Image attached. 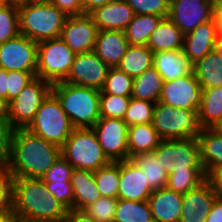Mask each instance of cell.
<instances>
[{"instance_id": "49", "label": "cell", "mask_w": 222, "mask_h": 222, "mask_svg": "<svg viewBox=\"0 0 222 222\" xmlns=\"http://www.w3.org/2000/svg\"><path fill=\"white\" fill-rule=\"evenodd\" d=\"M157 160H160L164 170L169 174L170 169L174 166V162L171 161L169 140H161L158 147L152 152Z\"/></svg>"}, {"instance_id": "2", "label": "cell", "mask_w": 222, "mask_h": 222, "mask_svg": "<svg viewBox=\"0 0 222 222\" xmlns=\"http://www.w3.org/2000/svg\"><path fill=\"white\" fill-rule=\"evenodd\" d=\"M12 209L20 220L35 222H64L68 212L41 178H14Z\"/></svg>"}, {"instance_id": "12", "label": "cell", "mask_w": 222, "mask_h": 222, "mask_svg": "<svg viewBox=\"0 0 222 222\" xmlns=\"http://www.w3.org/2000/svg\"><path fill=\"white\" fill-rule=\"evenodd\" d=\"M203 89L192 72L186 76L163 82L159 101L175 108L198 110Z\"/></svg>"}, {"instance_id": "14", "label": "cell", "mask_w": 222, "mask_h": 222, "mask_svg": "<svg viewBox=\"0 0 222 222\" xmlns=\"http://www.w3.org/2000/svg\"><path fill=\"white\" fill-rule=\"evenodd\" d=\"M109 68L94 51L76 54L69 74L63 82L101 90Z\"/></svg>"}, {"instance_id": "40", "label": "cell", "mask_w": 222, "mask_h": 222, "mask_svg": "<svg viewBox=\"0 0 222 222\" xmlns=\"http://www.w3.org/2000/svg\"><path fill=\"white\" fill-rule=\"evenodd\" d=\"M131 97L100 93V117L124 119Z\"/></svg>"}, {"instance_id": "17", "label": "cell", "mask_w": 222, "mask_h": 222, "mask_svg": "<svg viewBox=\"0 0 222 222\" xmlns=\"http://www.w3.org/2000/svg\"><path fill=\"white\" fill-rule=\"evenodd\" d=\"M120 180L118 199L148 201L153 190L148 184L142 170L131 160L119 161Z\"/></svg>"}, {"instance_id": "57", "label": "cell", "mask_w": 222, "mask_h": 222, "mask_svg": "<svg viewBox=\"0 0 222 222\" xmlns=\"http://www.w3.org/2000/svg\"><path fill=\"white\" fill-rule=\"evenodd\" d=\"M0 122L9 123V101L0 97Z\"/></svg>"}, {"instance_id": "15", "label": "cell", "mask_w": 222, "mask_h": 222, "mask_svg": "<svg viewBox=\"0 0 222 222\" xmlns=\"http://www.w3.org/2000/svg\"><path fill=\"white\" fill-rule=\"evenodd\" d=\"M98 29L89 13L68 16L60 38L76 53L93 51Z\"/></svg>"}, {"instance_id": "1", "label": "cell", "mask_w": 222, "mask_h": 222, "mask_svg": "<svg viewBox=\"0 0 222 222\" xmlns=\"http://www.w3.org/2000/svg\"><path fill=\"white\" fill-rule=\"evenodd\" d=\"M61 156V148L27 129H15L8 167L14 178H41Z\"/></svg>"}, {"instance_id": "31", "label": "cell", "mask_w": 222, "mask_h": 222, "mask_svg": "<svg viewBox=\"0 0 222 222\" xmlns=\"http://www.w3.org/2000/svg\"><path fill=\"white\" fill-rule=\"evenodd\" d=\"M162 84V76L154 67H151L133 79L131 97L157 103L161 95Z\"/></svg>"}, {"instance_id": "37", "label": "cell", "mask_w": 222, "mask_h": 222, "mask_svg": "<svg viewBox=\"0 0 222 222\" xmlns=\"http://www.w3.org/2000/svg\"><path fill=\"white\" fill-rule=\"evenodd\" d=\"M133 78L117 67L109 68L107 78L100 93L131 97Z\"/></svg>"}, {"instance_id": "5", "label": "cell", "mask_w": 222, "mask_h": 222, "mask_svg": "<svg viewBox=\"0 0 222 222\" xmlns=\"http://www.w3.org/2000/svg\"><path fill=\"white\" fill-rule=\"evenodd\" d=\"M61 155L74 169L92 172L111 162L104 154L92 128H74L61 147Z\"/></svg>"}, {"instance_id": "58", "label": "cell", "mask_w": 222, "mask_h": 222, "mask_svg": "<svg viewBox=\"0 0 222 222\" xmlns=\"http://www.w3.org/2000/svg\"><path fill=\"white\" fill-rule=\"evenodd\" d=\"M214 50L222 56V32H218Z\"/></svg>"}, {"instance_id": "28", "label": "cell", "mask_w": 222, "mask_h": 222, "mask_svg": "<svg viewBox=\"0 0 222 222\" xmlns=\"http://www.w3.org/2000/svg\"><path fill=\"white\" fill-rule=\"evenodd\" d=\"M207 179L202 166H185L170 169L168 174L167 188L180 194L198 187Z\"/></svg>"}, {"instance_id": "41", "label": "cell", "mask_w": 222, "mask_h": 222, "mask_svg": "<svg viewBox=\"0 0 222 222\" xmlns=\"http://www.w3.org/2000/svg\"><path fill=\"white\" fill-rule=\"evenodd\" d=\"M118 198L100 197L83 211L97 222H114Z\"/></svg>"}, {"instance_id": "30", "label": "cell", "mask_w": 222, "mask_h": 222, "mask_svg": "<svg viewBox=\"0 0 222 222\" xmlns=\"http://www.w3.org/2000/svg\"><path fill=\"white\" fill-rule=\"evenodd\" d=\"M197 113L201 128H212L222 118V86L203 90Z\"/></svg>"}, {"instance_id": "43", "label": "cell", "mask_w": 222, "mask_h": 222, "mask_svg": "<svg viewBox=\"0 0 222 222\" xmlns=\"http://www.w3.org/2000/svg\"><path fill=\"white\" fill-rule=\"evenodd\" d=\"M50 195H53L68 210L73 209L74 193L71 181L44 182Z\"/></svg>"}, {"instance_id": "50", "label": "cell", "mask_w": 222, "mask_h": 222, "mask_svg": "<svg viewBox=\"0 0 222 222\" xmlns=\"http://www.w3.org/2000/svg\"><path fill=\"white\" fill-rule=\"evenodd\" d=\"M207 179L211 182L217 196L222 199V166L215 168Z\"/></svg>"}, {"instance_id": "8", "label": "cell", "mask_w": 222, "mask_h": 222, "mask_svg": "<svg viewBox=\"0 0 222 222\" xmlns=\"http://www.w3.org/2000/svg\"><path fill=\"white\" fill-rule=\"evenodd\" d=\"M75 55L60 37L39 42L36 77L51 84L63 82L69 74Z\"/></svg>"}, {"instance_id": "20", "label": "cell", "mask_w": 222, "mask_h": 222, "mask_svg": "<svg viewBox=\"0 0 222 222\" xmlns=\"http://www.w3.org/2000/svg\"><path fill=\"white\" fill-rule=\"evenodd\" d=\"M129 42L122 30L98 31L94 52L110 68L119 65Z\"/></svg>"}, {"instance_id": "19", "label": "cell", "mask_w": 222, "mask_h": 222, "mask_svg": "<svg viewBox=\"0 0 222 222\" xmlns=\"http://www.w3.org/2000/svg\"><path fill=\"white\" fill-rule=\"evenodd\" d=\"M98 31H124L134 17L132 7L124 0H114L104 6L95 8L89 13Z\"/></svg>"}, {"instance_id": "33", "label": "cell", "mask_w": 222, "mask_h": 222, "mask_svg": "<svg viewBox=\"0 0 222 222\" xmlns=\"http://www.w3.org/2000/svg\"><path fill=\"white\" fill-rule=\"evenodd\" d=\"M169 150L175 167L202 166L197 138L169 140Z\"/></svg>"}, {"instance_id": "34", "label": "cell", "mask_w": 222, "mask_h": 222, "mask_svg": "<svg viewBox=\"0 0 222 222\" xmlns=\"http://www.w3.org/2000/svg\"><path fill=\"white\" fill-rule=\"evenodd\" d=\"M130 159L142 170L152 190L167 186L168 173L152 152L137 154Z\"/></svg>"}, {"instance_id": "21", "label": "cell", "mask_w": 222, "mask_h": 222, "mask_svg": "<svg viewBox=\"0 0 222 222\" xmlns=\"http://www.w3.org/2000/svg\"><path fill=\"white\" fill-rule=\"evenodd\" d=\"M183 195L173 190L160 188L153 190L148 202L154 222H179Z\"/></svg>"}, {"instance_id": "13", "label": "cell", "mask_w": 222, "mask_h": 222, "mask_svg": "<svg viewBox=\"0 0 222 222\" xmlns=\"http://www.w3.org/2000/svg\"><path fill=\"white\" fill-rule=\"evenodd\" d=\"M168 17L187 34L214 18V0H170Z\"/></svg>"}, {"instance_id": "39", "label": "cell", "mask_w": 222, "mask_h": 222, "mask_svg": "<svg viewBox=\"0 0 222 222\" xmlns=\"http://www.w3.org/2000/svg\"><path fill=\"white\" fill-rule=\"evenodd\" d=\"M18 34V5L0 3V45Z\"/></svg>"}, {"instance_id": "54", "label": "cell", "mask_w": 222, "mask_h": 222, "mask_svg": "<svg viewBox=\"0 0 222 222\" xmlns=\"http://www.w3.org/2000/svg\"><path fill=\"white\" fill-rule=\"evenodd\" d=\"M0 97L8 100V71L0 68Z\"/></svg>"}, {"instance_id": "16", "label": "cell", "mask_w": 222, "mask_h": 222, "mask_svg": "<svg viewBox=\"0 0 222 222\" xmlns=\"http://www.w3.org/2000/svg\"><path fill=\"white\" fill-rule=\"evenodd\" d=\"M217 197L208 179L198 187L183 194L179 222H205Z\"/></svg>"}, {"instance_id": "44", "label": "cell", "mask_w": 222, "mask_h": 222, "mask_svg": "<svg viewBox=\"0 0 222 222\" xmlns=\"http://www.w3.org/2000/svg\"><path fill=\"white\" fill-rule=\"evenodd\" d=\"M73 170L72 165L61 155L41 179L43 182L70 181Z\"/></svg>"}, {"instance_id": "62", "label": "cell", "mask_w": 222, "mask_h": 222, "mask_svg": "<svg viewBox=\"0 0 222 222\" xmlns=\"http://www.w3.org/2000/svg\"><path fill=\"white\" fill-rule=\"evenodd\" d=\"M25 1H49V0H25Z\"/></svg>"}, {"instance_id": "11", "label": "cell", "mask_w": 222, "mask_h": 222, "mask_svg": "<svg viewBox=\"0 0 222 222\" xmlns=\"http://www.w3.org/2000/svg\"><path fill=\"white\" fill-rule=\"evenodd\" d=\"M128 127L119 118H100L92 127L104 154L111 162L128 159Z\"/></svg>"}, {"instance_id": "25", "label": "cell", "mask_w": 222, "mask_h": 222, "mask_svg": "<svg viewBox=\"0 0 222 222\" xmlns=\"http://www.w3.org/2000/svg\"><path fill=\"white\" fill-rule=\"evenodd\" d=\"M200 144V162L206 176L222 166V135L212 128H201L197 137Z\"/></svg>"}, {"instance_id": "52", "label": "cell", "mask_w": 222, "mask_h": 222, "mask_svg": "<svg viewBox=\"0 0 222 222\" xmlns=\"http://www.w3.org/2000/svg\"><path fill=\"white\" fill-rule=\"evenodd\" d=\"M205 222H222V199L217 197L211 207Z\"/></svg>"}, {"instance_id": "26", "label": "cell", "mask_w": 222, "mask_h": 222, "mask_svg": "<svg viewBox=\"0 0 222 222\" xmlns=\"http://www.w3.org/2000/svg\"><path fill=\"white\" fill-rule=\"evenodd\" d=\"M127 137L128 159L137 154L153 152L161 141L152 123L129 126Z\"/></svg>"}, {"instance_id": "59", "label": "cell", "mask_w": 222, "mask_h": 222, "mask_svg": "<svg viewBox=\"0 0 222 222\" xmlns=\"http://www.w3.org/2000/svg\"><path fill=\"white\" fill-rule=\"evenodd\" d=\"M212 129L222 135V118L212 127Z\"/></svg>"}, {"instance_id": "9", "label": "cell", "mask_w": 222, "mask_h": 222, "mask_svg": "<svg viewBox=\"0 0 222 222\" xmlns=\"http://www.w3.org/2000/svg\"><path fill=\"white\" fill-rule=\"evenodd\" d=\"M52 92V84L35 77L17 97L9 101V123L14 129H26L38 108Z\"/></svg>"}, {"instance_id": "61", "label": "cell", "mask_w": 222, "mask_h": 222, "mask_svg": "<svg viewBox=\"0 0 222 222\" xmlns=\"http://www.w3.org/2000/svg\"><path fill=\"white\" fill-rule=\"evenodd\" d=\"M19 222H35V221H29V220H19Z\"/></svg>"}, {"instance_id": "22", "label": "cell", "mask_w": 222, "mask_h": 222, "mask_svg": "<svg viewBox=\"0 0 222 222\" xmlns=\"http://www.w3.org/2000/svg\"><path fill=\"white\" fill-rule=\"evenodd\" d=\"M153 67L162 76L163 82L172 81L193 72V64L183 50L154 52Z\"/></svg>"}, {"instance_id": "23", "label": "cell", "mask_w": 222, "mask_h": 222, "mask_svg": "<svg viewBox=\"0 0 222 222\" xmlns=\"http://www.w3.org/2000/svg\"><path fill=\"white\" fill-rule=\"evenodd\" d=\"M185 34L169 18H162L151 33L147 47L154 53L183 50Z\"/></svg>"}, {"instance_id": "3", "label": "cell", "mask_w": 222, "mask_h": 222, "mask_svg": "<svg viewBox=\"0 0 222 222\" xmlns=\"http://www.w3.org/2000/svg\"><path fill=\"white\" fill-rule=\"evenodd\" d=\"M67 18L50 1H24L18 5L19 33L37 43L60 37Z\"/></svg>"}, {"instance_id": "18", "label": "cell", "mask_w": 222, "mask_h": 222, "mask_svg": "<svg viewBox=\"0 0 222 222\" xmlns=\"http://www.w3.org/2000/svg\"><path fill=\"white\" fill-rule=\"evenodd\" d=\"M217 35L218 27L214 18L185 34L183 52L192 64L214 50Z\"/></svg>"}, {"instance_id": "4", "label": "cell", "mask_w": 222, "mask_h": 222, "mask_svg": "<svg viewBox=\"0 0 222 222\" xmlns=\"http://www.w3.org/2000/svg\"><path fill=\"white\" fill-rule=\"evenodd\" d=\"M52 93L74 128H92L100 117V90L66 82L52 84Z\"/></svg>"}, {"instance_id": "27", "label": "cell", "mask_w": 222, "mask_h": 222, "mask_svg": "<svg viewBox=\"0 0 222 222\" xmlns=\"http://www.w3.org/2000/svg\"><path fill=\"white\" fill-rule=\"evenodd\" d=\"M193 72L203 90L222 86V56L213 50L193 64Z\"/></svg>"}, {"instance_id": "36", "label": "cell", "mask_w": 222, "mask_h": 222, "mask_svg": "<svg viewBox=\"0 0 222 222\" xmlns=\"http://www.w3.org/2000/svg\"><path fill=\"white\" fill-rule=\"evenodd\" d=\"M96 186L101 197L117 198L120 180L119 161L110 162L94 172Z\"/></svg>"}, {"instance_id": "7", "label": "cell", "mask_w": 222, "mask_h": 222, "mask_svg": "<svg viewBox=\"0 0 222 222\" xmlns=\"http://www.w3.org/2000/svg\"><path fill=\"white\" fill-rule=\"evenodd\" d=\"M197 111L175 108L158 101L152 124L161 140L197 138L201 131Z\"/></svg>"}, {"instance_id": "42", "label": "cell", "mask_w": 222, "mask_h": 222, "mask_svg": "<svg viewBox=\"0 0 222 222\" xmlns=\"http://www.w3.org/2000/svg\"><path fill=\"white\" fill-rule=\"evenodd\" d=\"M133 9L134 14H149L168 17L170 0H124Z\"/></svg>"}, {"instance_id": "48", "label": "cell", "mask_w": 222, "mask_h": 222, "mask_svg": "<svg viewBox=\"0 0 222 222\" xmlns=\"http://www.w3.org/2000/svg\"><path fill=\"white\" fill-rule=\"evenodd\" d=\"M59 10H62L67 16L84 14V8L81 0H49Z\"/></svg>"}, {"instance_id": "55", "label": "cell", "mask_w": 222, "mask_h": 222, "mask_svg": "<svg viewBox=\"0 0 222 222\" xmlns=\"http://www.w3.org/2000/svg\"><path fill=\"white\" fill-rule=\"evenodd\" d=\"M19 220L12 207L0 209V222H19Z\"/></svg>"}, {"instance_id": "47", "label": "cell", "mask_w": 222, "mask_h": 222, "mask_svg": "<svg viewBox=\"0 0 222 222\" xmlns=\"http://www.w3.org/2000/svg\"><path fill=\"white\" fill-rule=\"evenodd\" d=\"M14 130L10 123L0 122V166L9 163Z\"/></svg>"}, {"instance_id": "32", "label": "cell", "mask_w": 222, "mask_h": 222, "mask_svg": "<svg viewBox=\"0 0 222 222\" xmlns=\"http://www.w3.org/2000/svg\"><path fill=\"white\" fill-rule=\"evenodd\" d=\"M162 17L149 14H135L125 28L124 33L129 45L146 46L151 33L156 29Z\"/></svg>"}, {"instance_id": "38", "label": "cell", "mask_w": 222, "mask_h": 222, "mask_svg": "<svg viewBox=\"0 0 222 222\" xmlns=\"http://www.w3.org/2000/svg\"><path fill=\"white\" fill-rule=\"evenodd\" d=\"M155 104L131 97L123 121L128 126L152 123Z\"/></svg>"}, {"instance_id": "56", "label": "cell", "mask_w": 222, "mask_h": 222, "mask_svg": "<svg viewBox=\"0 0 222 222\" xmlns=\"http://www.w3.org/2000/svg\"><path fill=\"white\" fill-rule=\"evenodd\" d=\"M214 19L218 32H222V0H214Z\"/></svg>"}, {"instance_id": "60", "label": "cell", "mask_w": 222, "mask_h": 222, "mask_svg": "<svg viewBox=\"0 0 222 222\" xmlns=\"http://www.w3.org/2000/svg\"><path fill=\"white\" fill-rule=\"evenodd\" d=\"M24 1H25V0H0V3L20 5V4L23 3Z\"/></svg>"}, {"instance_id": "10", "label": "cell", "mask_w": 222, "mask_h": 222, "mask_svg": "<svg viewBox=\"0 0 222 222\" xmlns=\"http://www.w3.org/2000/svg\"><path fill=\"white\" fill-rule=\"evenodd\" d=\"M38 43L18 34L0 45V68L6 71L37 72Z\"/></svg>"}, {"instance_id": "6", "label": "cell", "mask_w": 222, "mask_h": 222, "mask_svg": "<svg viewBox=\"0 0 222 222\" xmlns=\"http://www.w3.org/2000/svg\"><path fill=\"white\" fill-rule=\"evenodd\" d=\"M26 129L61 148L70 137L74 127L60 101L51 92L42 102L33 121Z\"/></svg>"}, {"instance_id": "45", "label": "cell", "mask_w": 222, "mask_h": 222, "mask_svg": "<svg viewBox=\"0 0 222 222\" xmlns=\"http://www.w3.org/2000/svg\"><path fill=\"white\" fill-rule=\"evenodd\" d=\"M14 175L8 165L0 166V209L12 207Z\"/></svg>"}, {"instance_id": "51", "label": "cell", "mask_w": 222, "mask_h": 222, "mask_svg": "<svg viewBox=\"0 0 222 222\" xmlns=\"http://www.w3.org/2000/svg\"><path fill=\"white\" fill-rule=\"evenodd\" d=\"M64 222H97V221L93 219L91 216L87 215L84 211L72 209L68 210Z\"/></svg>"}, {"instance_id": "46", "label": "cell", "mask_w": 222, "mask_h": 222, "mask_svg": "<svg viewBox=\"0 0 222 222\" xmlns=\"http://www.w3.org/2000/svg\"><path fill=\"white\" fill-rule=\"evenodd\" d=\"M36 77V72L8 71V101H11Z\"/></svg>"}, {"instance_id": "24", "label": "cell", "mask_w": 222, "mask_h": 222, "mask_svg": "<svg viewBox=\"0 0 222 222\" xmlns=\"http://www.w3.org/2000/svg\"><path fill=\"white\" fill-rule=\"evenodd\" d=\"M70 181L74 193L73 209L83 211L101 197L95 183L94 172L74 169Z\"/></svg>"}, {"instance_id": "53", "label": "cell", "mask_w": 222, "mask_h": 222, "mask_svg": "<svg viewBox=\"0 0 222 222\" xmlns=\"http://www.w3.org/2000/svg\"><path fill=\"white\" fill-rule=\"evenodd\" d=\"M111 1H114V0H81L83 8H84V13H90L95 8L104 6Z\"/></svg>"}, {"instance_id": "35", "label": "cell", "mask_w": 222, "mask_h": 222, "mask_svg": "<svg viewBox=\"0 0 222 222\" xmlns=\"http://www.w3.org/2000/svg\"><path fill=\"white\" fill-rule=\"evenodd\" d=\"M114 222H154L149 202L118 199Z\"/></svg>"}, {"instance_id": "29", "label": "cell", "mask_w": 222, "mask_h": 222, "mask_svg": "<svg viewBox=\"0 0 222 222\" xmlns=\"http://www.w3.org/2000/svg\"><path fill=\"white\" fill-rule=\"evenodd\" d=\"M153 54L147 46L129 45L117 68L134 79L153 67Z\"/></svg>"}]
</instances>
